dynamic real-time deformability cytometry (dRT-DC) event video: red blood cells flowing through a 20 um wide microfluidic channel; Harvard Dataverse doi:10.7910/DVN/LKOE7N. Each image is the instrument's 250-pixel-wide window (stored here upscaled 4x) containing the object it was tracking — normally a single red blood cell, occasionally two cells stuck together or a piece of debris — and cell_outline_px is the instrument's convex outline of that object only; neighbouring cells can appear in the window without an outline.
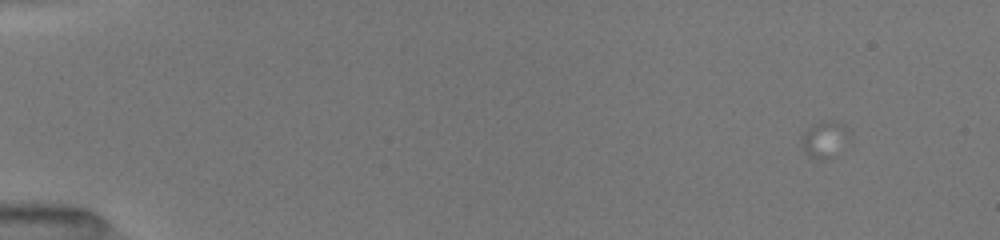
{"species": "common noctule bat (a hibernating species)", "species_latin": "Nyctalus noctula", "temperature_condition": "room temperature", "stored_images_in_passage": 1, "camera_frame_rate_fps": 3000, "um_per_image_px": 0.085, "animal": {"sex": "female", "body_mass_g": 19.5, "forearm_length_mm": 54.1}, "frame": {"image": 1, "passage_image": 1, "time_ms": 0.0, "image_size_px": [1000, 240], "cell_outline_px": [[852, 132], [832, 156], [824, 160], [820, 160], [808, 156], [804, 152], [800, 140], [800, 136], [812, 124], [820, 120], [836, 120], [844, 124]], "centroid_in_image_um": [70.05, 11.79], "position_along_channel_um": 15.0, "area_um2": 10.29}}